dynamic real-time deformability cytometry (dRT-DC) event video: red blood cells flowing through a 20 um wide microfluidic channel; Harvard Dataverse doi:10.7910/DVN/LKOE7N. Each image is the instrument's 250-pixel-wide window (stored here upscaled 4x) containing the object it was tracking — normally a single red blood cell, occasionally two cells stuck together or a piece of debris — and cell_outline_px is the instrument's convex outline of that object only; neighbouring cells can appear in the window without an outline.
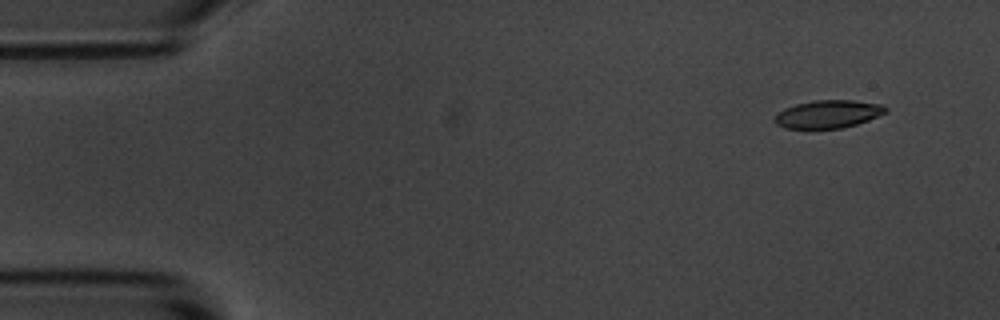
{"species": "common noctule bat (a hibernating species)", "species_latin": "Nyctalus noctula", "temperature_condition": "room temperature", "stored_images_in_passage": 4, "camera_frame_rate_fps": 3000, "um_per_image_px": 0.085, "animal": {"sex": "male", "body_mass_g": 20.1, "forearm_length_mm": 53.5}, "frame": {"image": 1, "passage_image": 1, "time_ms": 0.0, "image_size_px": [1000, 320], "cell_outline_px": [[888, 112], [868, 120], [856, 124], [840, 128], [784, 128], [776, 124], [772, 120], [784, 108], [796, 104], [812, 100], [852, 100], [884, 104], [888, 108]], "centroid_in_image_um": [70.41, 9.68], "position_along_channel_um": 14.6, "area_um2": 18.09}}
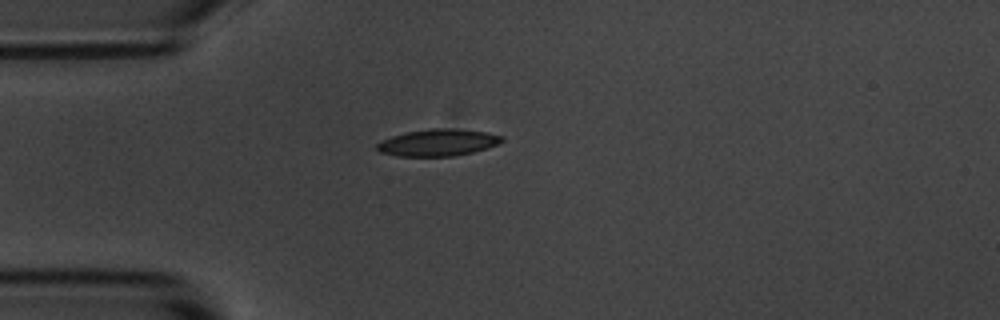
{"frame": {"image": 2, "passage_image": 4, "time_ms": 1.0, "image_size_px": [1000, 320], "cell_outline_px": [[504, 140], [488, 148], [472, 152], [452, 156], [396, 156], [380, 152], [376, 148], [376, 144], [380, 140], [392, 136], [408, 132], [432, 128], [456, 128], [488, 132], [504, 136]], "centroid_in_image_um": [37.23, 12.11], "position_along_channel_um": 47.8, "area_um2": 19.65}}